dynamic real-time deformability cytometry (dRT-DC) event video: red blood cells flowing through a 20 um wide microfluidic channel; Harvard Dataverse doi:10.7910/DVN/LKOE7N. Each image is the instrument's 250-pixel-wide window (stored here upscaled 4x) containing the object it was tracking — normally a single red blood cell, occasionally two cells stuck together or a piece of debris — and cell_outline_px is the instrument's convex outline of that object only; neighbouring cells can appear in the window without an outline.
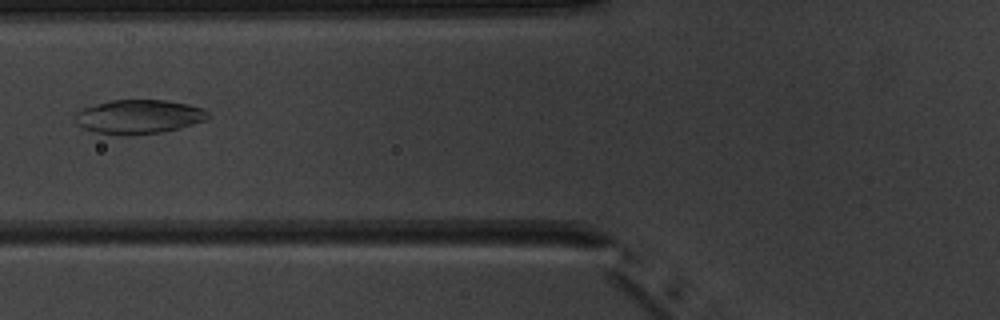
{"species": "common noctule bat (a hibernating species)", "species_latin": "Nyctalus noctula", "temperature_condition": "warm", "stored_images_in_passage": 7, "camera_frame_rate_fps": 3000, "um_per_image_px": 0.085, "animal": {"sex": "male", "body_mass_g": 20.1, "forearm_length_mm": 53.5}, "frame": {"image": 1, "passage_image": 6, "time_ms": 6.0, "image_size_px": [1000, 320], "cell_outline_px": [[212, 116], [208, 120], [180, 128], [160, 132], [128, 136], [120, 136], [92, 132], [76, 124], [76, 112], [84, 108], [96, 104], [112, 100], [164, 100], [188, 104], [204, 108]], "centroid_in_image_um": [11.83, 9.93], "position_along_channel_um": 114.0, "area_um2": 26.7}}
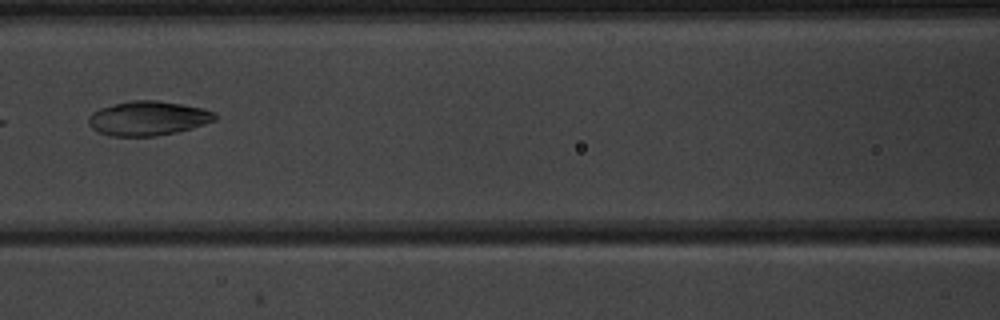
{"frame": {"image": 2, "passage_image": 7, "time_ms": 7.0, "image_size_px": [1000, 320], "cell_outline_px": [[216, 120], [192, 128], [176, 132], [156, 136], [112, 136], [100, 132], [92, 128], [88, 124], [88, 116], [92, 112], [100, 108], [128, 100], [156, 100], [180, 104], [200, 108], [216, 112]], "centroid_in_image_um": [12.56, 10.05], "position_along_channel_um": 154.0, "area_um2": 25.26}}